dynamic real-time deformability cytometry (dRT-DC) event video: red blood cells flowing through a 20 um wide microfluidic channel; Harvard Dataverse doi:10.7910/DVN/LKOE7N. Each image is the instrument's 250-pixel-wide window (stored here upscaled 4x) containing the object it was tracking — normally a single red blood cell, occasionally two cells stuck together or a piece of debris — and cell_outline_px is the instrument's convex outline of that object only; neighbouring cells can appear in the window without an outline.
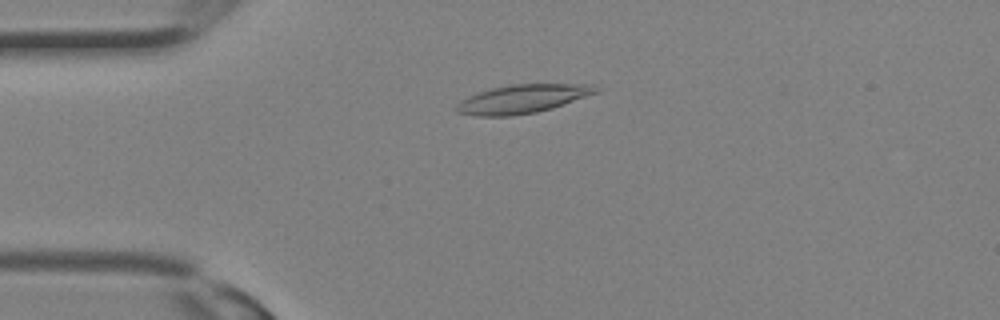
{"species": "Egyptian fruit bat (a non-hibernating species)", "species_latin": "Rousettus aegyptiacus", "temperature_condition": "room temperature", "stored_images_in_passage": 21, "camera_frame_rate_fps": 3000, "um_per_image_px": 0.085, "animal": {"sex": "female"}, "frame": {"image": 1, "passage_image": 1, "time_ms": 0.0, "image_size_px": [1000, 320], "cell_outline_px": [[600, 92], [552, 108], [536, 112], [512, 116], [476, 116], [456, 112], [456, 104], [460, 100], [468, 96], [492, 88], [508, 84], [592, 84], [600, 88]], "centroid_in_image_um": [44.43, 8.4], "position_along_channel_um": 40.6, "area_um2": 23.35}}
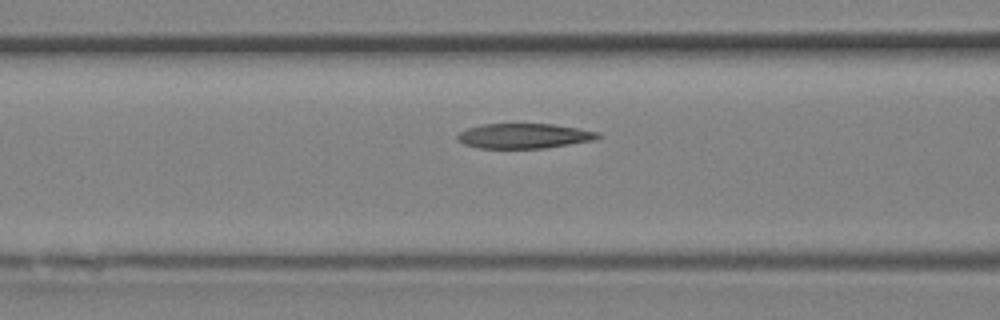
{"frame": {"image": 2, "passage_image": 6, "time_ms": 1.667, "image_size_px": [1000, 320], "cell_outline_px": [[604, 136], [596, 140], [544, 148], [476, 148], [464, 144], [456, 140], [456, 136], [460, 132], [468, 128], [484, 124], [552, 124], [600, 132]], "centroid_in_image_um": [44.56, 11.56], "position_along_channel_um": 122.0, "area_um2": 20.52}}
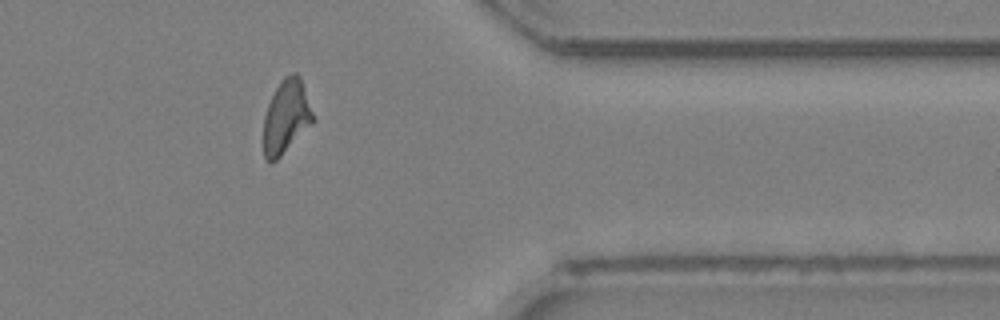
{"frame": {"image": 3, "passage_image": 19, "time_ms": 6.0, "image_size_px": [1000, 320], "cell_outline_px": [[316, 120], [276, 160], [268, 160], [264, 156], [264, 116], [268, 104], [280, 80], [284, 76], [292, 72], [296, 72], [300, 76]], "centroid_in_image_um": [24.35, 9.87], "position_along_channel_um": 387.1, "area_um2": 21.04}}